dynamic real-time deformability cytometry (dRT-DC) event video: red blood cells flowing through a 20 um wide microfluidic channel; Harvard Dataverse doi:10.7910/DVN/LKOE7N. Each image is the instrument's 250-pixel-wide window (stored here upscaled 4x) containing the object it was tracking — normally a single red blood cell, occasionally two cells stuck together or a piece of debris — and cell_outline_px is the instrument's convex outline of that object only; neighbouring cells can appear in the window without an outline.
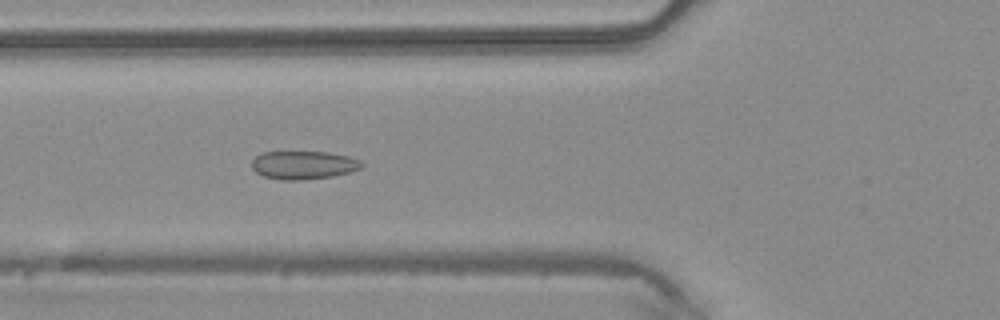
{"species": "common noctule bat (a hibernating species)", "species_latin": "Nyctalus noctula", "temperature_condition": "warm", "stored_images_in_passage": 48, "camera_frame_rate_fps": 3000, "um_per_image_px": 0.085, "animal": {"sex": "male", "body_mass_g": 20.4}, "frame": {"image": 1, "passage_image": 18, "time_ms": 5.667, "image_size_px": [1000, 320], "cell_outline_px": [[364, 164], [360, 168], [348, 172], [332, 176], [300, 180], [280, 180], [264, 176], [256, 172], [252, 168], [252, 160], [260, 152], [328, 152], [352, 156], [360, 160]], "centroid_in_image_um": [25.79, 14.02], "position_along_channel_um": 100.0, "area_um2": 18.15}}
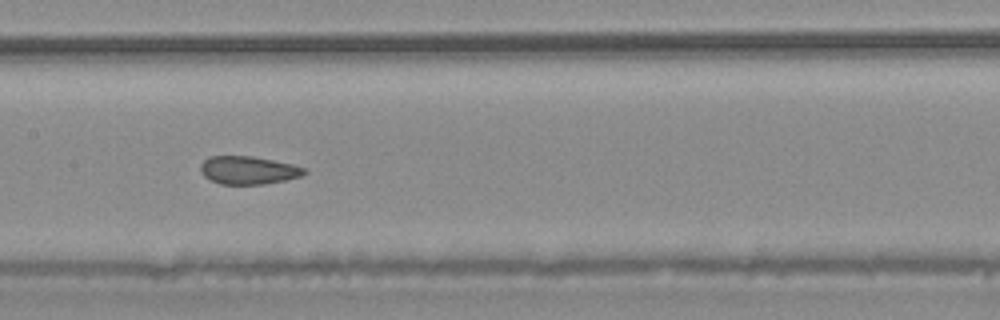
{"frame": {"image": 2, "passage_image": 24, "time_ms": 7.667, "image_size_px": [1000, 320], "cell_outline_px": [[308, 172], [300, 176], [284, 180], [264, 184], [220, 184], [204, 176], [200, 172], [200, 164], [208, 156], [252, 156], [292, 164], [308, 168]], "centroid_in_image_um": [21.1, 14.46], "position_along_channel_um": 186.3, "area_um2": 16.99}}
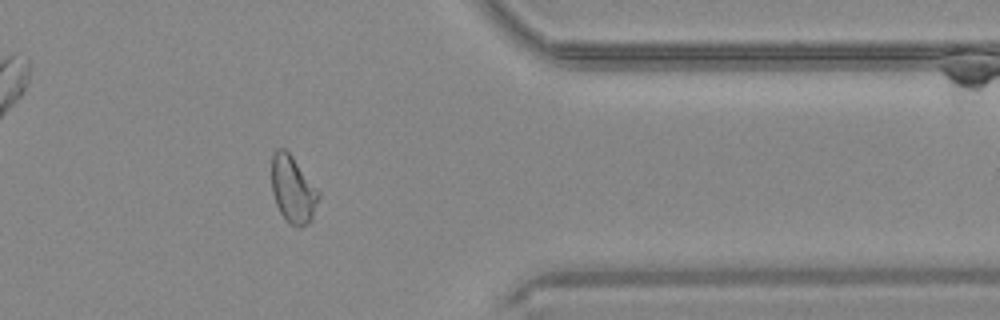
{"frame": {"image": 3, "passage_image": 39, "time_ms": 12.667, "image_size_px": [1000, 320], "cell_outline_px": [[320, 196], [312, 220], [308, 224], [300, 228], [296, 228], [280, 212], [276, 204], [272, 192], [272, 152], [276, 148], [284, 148], [292, 156], [320, 192]], "centroid_in_image_um": [24.91, 16.1], "position_along_channel_um": 386.5, "area_um2": 18.38}}